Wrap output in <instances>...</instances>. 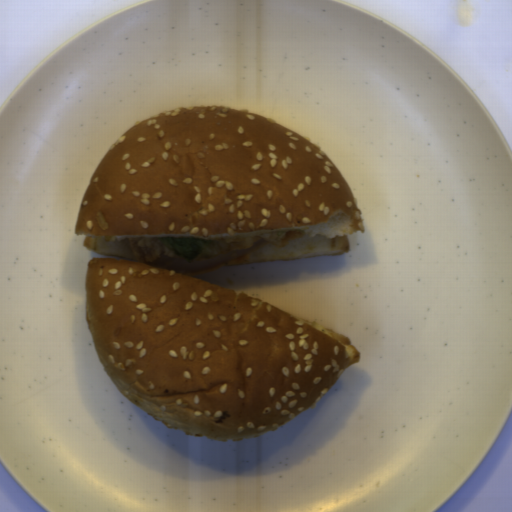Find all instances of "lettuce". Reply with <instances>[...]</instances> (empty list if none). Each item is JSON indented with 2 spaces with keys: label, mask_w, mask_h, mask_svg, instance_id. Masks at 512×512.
Returning a JSON list of instances; mask_svg holds the SVG:
<instances>
[{
  "label": "lettuce",
  "mask_w": 512,
  "mask_h": 512,
  "mask_svg": "<svg viewBox=\"0 0 512 512\" xmlns=\"http://www.w3.org/2000/svg\"><path fill=\"white\" fill-rule=\"evenodd\" d=\"M174 255L185 259L188 263L198 257L217 256L219 246L213 240H202L185 237H161L159 238Z\"/></svg>",
  "instance_id": "1"
},
{
  "label": "lettuce",
  "mask_w": 512,
  "mask_h": 512,
  "mask_svg": "<svg viewBox=\"0 0 512 512\" xmlns=\"http://www.w3.org/2000/svg\"><path fill=\"white\" fill-rule=\"evenodd\" d=\"M285 235H286V232H268V233L259 235V237L262 240H265V241L271 243L272 245L281 247Z\"/></svg>",
  "instance_id": "2"
}]
</instances>
